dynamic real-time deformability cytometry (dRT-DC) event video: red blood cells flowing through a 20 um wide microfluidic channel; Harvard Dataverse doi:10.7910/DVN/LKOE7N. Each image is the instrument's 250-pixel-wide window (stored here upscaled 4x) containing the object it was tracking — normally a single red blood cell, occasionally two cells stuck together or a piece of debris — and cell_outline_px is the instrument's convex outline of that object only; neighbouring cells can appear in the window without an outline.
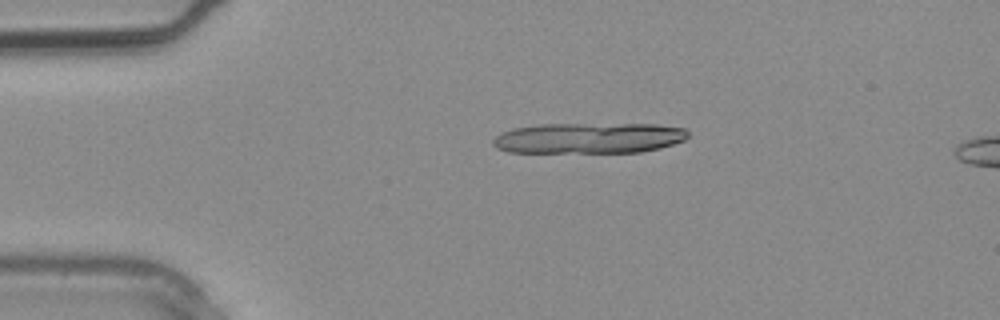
{"species": "common noctule bat (a hibernating species)", "species_latin": "Nyctalus noctula", "temperature_condition": "warm", "stored_images_in_passage": 3, "camera_frame_rate_fps": 3000, "um_per_image_px": 0.085, "animal": {"sex": "male", "body_mass_g": 20.4}, "frame": {"image": 1, "passage_image": 2, "time_ms": 0.333, "image_size_px": [1000, 320], "cell_outline_px": [[688, 136], [684, 140], [660, 148], [640, 152], [508, 152], [496, 148], [492, 144], [492, 140], [496, 136], [504, 132], [516, 128], [540, 124], [656, 124], [684, 128], [688, 132]], "centroid_in_image_um": [50.06, 11.73], "position_along_channel_um": 34.9, "area_um2": 34.8}}